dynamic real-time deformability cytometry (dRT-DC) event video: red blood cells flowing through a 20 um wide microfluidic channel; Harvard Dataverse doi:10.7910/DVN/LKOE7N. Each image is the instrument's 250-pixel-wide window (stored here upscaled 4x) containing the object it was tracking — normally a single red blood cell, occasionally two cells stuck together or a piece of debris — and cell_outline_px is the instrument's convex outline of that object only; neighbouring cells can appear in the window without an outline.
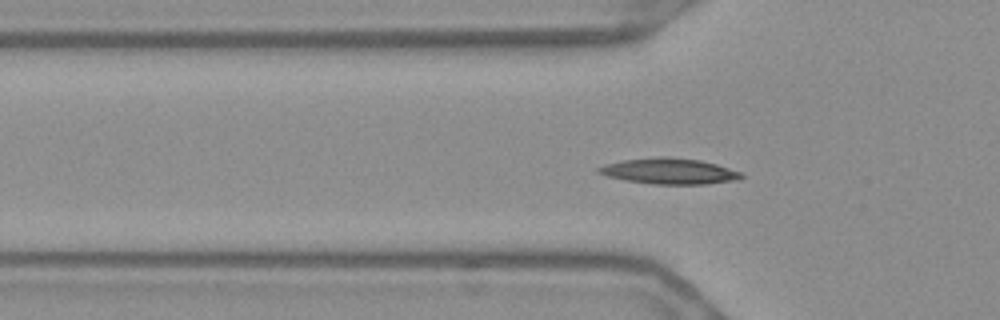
{"species": "Egyptian fruit bat (a non-hibernating species)", "species_latin": "Rousettus aegyptiacus", "temperature_condition": "warm", "stored_images_in_passage": 47, "camera_frame_rate_fps": 3000, "um_per_image_px": 0.085, "frame": {"image": 1, "passage_image": 8, "time_ms": 2.333, "image_size_px": [1000, 320], "cell_outline_px": [[744, 176], [740, 180], [704, 184], [656, 184], [628, 180], [608, 176], [596, 172], [596, 168], [604, 164], [624, 160], [660, 156], [664, 156], [700, 160], [716, 164], [740, 172]], "centroid_in_image_um": [56.9, 14.54], "position_along_channel_um": 68.9, "area_um2": 21.33}}
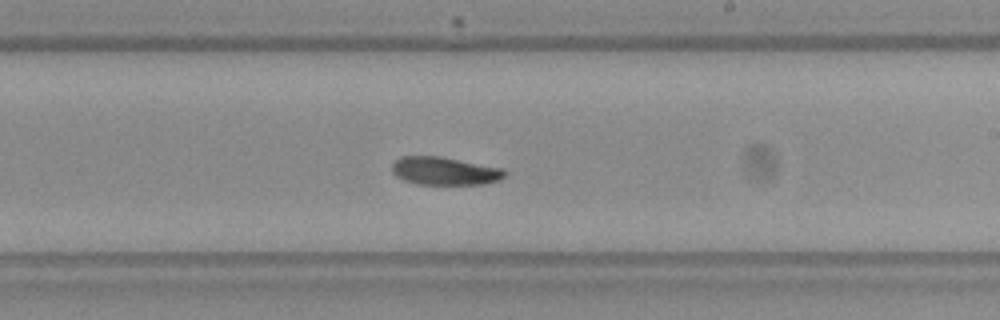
{"frame": {"image": 2, "passage_image": 23, "time_ms": 7.333, "image_size_px": [1000, 320], "cell_outline_px": [[508, 172], [500, 180], [484, 184], [416, 184], [404, 180], [396, 176], [392, 172], [392, 164], [400, 156], [440, 156], [504, 168]], "centroid_in_image_um": [37.81, 14.53], "position_along_channel_um": 251.2, "area_um2": 18.55}}
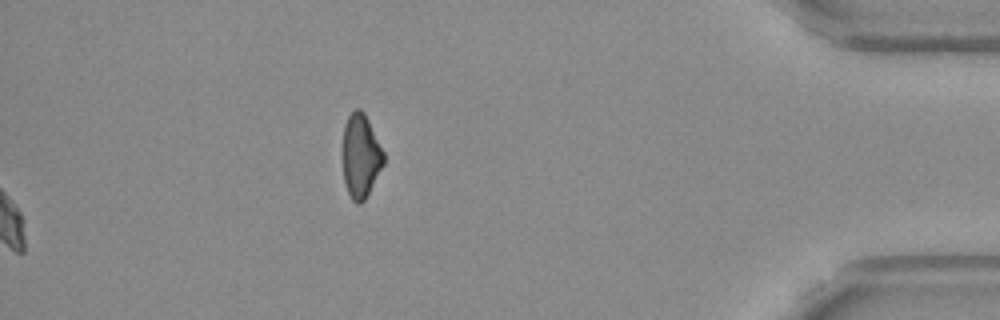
{"frame": {"image": 3, "passage_image": 47, "time_ms": 15.333, "image_size_px": [1000, 320], "cell_outline_px": [[384, 164], [364, 200], [360, 204], [356, 204], [352, 200], [348, 192], [344, 180], [344, 124], [348, 116], [356, 108], [360, 108], [364, 112], [384, 152]], "centroid_in_image_um": [30.67, 13.25], "position_along_channel_um": 404.5, "area_um2": 19.59}, "authors_computed_cell_mechanics": {"area_um2": 19.1318, "velocity_mm_per_s": 3.6444, "shape_relaxation_time_tau1_ms": 7.1045, "shape_relaxation_time_tau2_ms": null, "deformation_change_tau1": 0.17, "deformation_change_tau2": null}}